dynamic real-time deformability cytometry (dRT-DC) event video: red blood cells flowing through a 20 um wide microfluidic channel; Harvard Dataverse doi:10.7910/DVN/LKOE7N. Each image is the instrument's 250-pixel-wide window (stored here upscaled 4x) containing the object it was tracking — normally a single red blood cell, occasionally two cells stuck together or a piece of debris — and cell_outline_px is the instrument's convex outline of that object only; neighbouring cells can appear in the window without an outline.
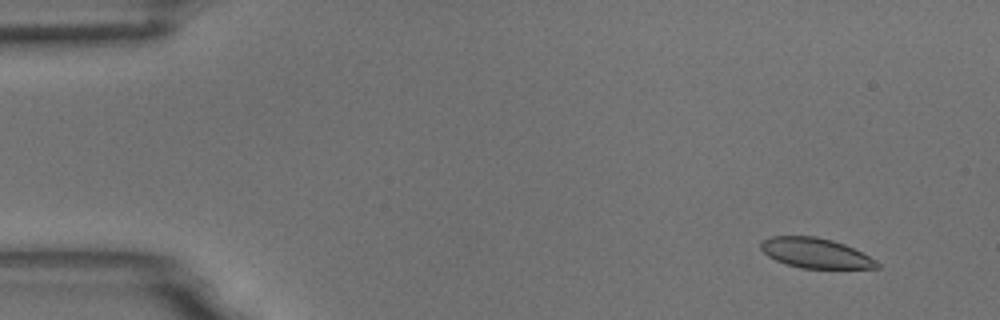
{"species": "common noctule bat (a hibernating species)", "species_latin": "Nyctalus noctula", "temperature_condition": "room temperature", "stored_images_in_passage": 10, "camera_frame_rate_fps": 3000, "um_per_image_px": 0.085, "animal": {"sex": "male", "body_mass_g": 18.8}, "frame": {"image": 1, "passage_image": 1, "time_ms": 0.0, "image_size_px": [1000, 320], "cell_outline_px": [[880, 268], [800, 268], [784, 264], [768, 256], [760, 248], [760, 244], [764, 240], [772, 236], [816, 236], [832, 240], [844, 244], [876, 260], [880, 264]], "centroid_in_image_um": [69.3, 21.51], "position_along_channel_um": 15.7, "area_um2": 20.17}}
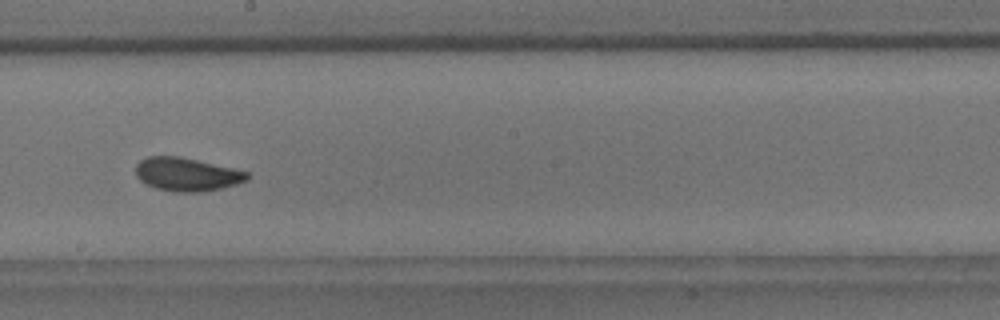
{"frame": {"image": 2, "passage_image": 9, "time_ms": 2.667, "image_size_px": [1000, 320], "cell_outline_px": [[248, 180], [236, 184], [220, 188], [200, 192], [176, 192], [156, 188], [144, 184], [136, 176], [136, 164], [140, 160], [148, 156], [180, 156], [232, 168], [248, 172]], "centroid_in_image_um": [15.84, 14.82], "position_along_channel_um": 232.4, "area_um2": 21.62}}
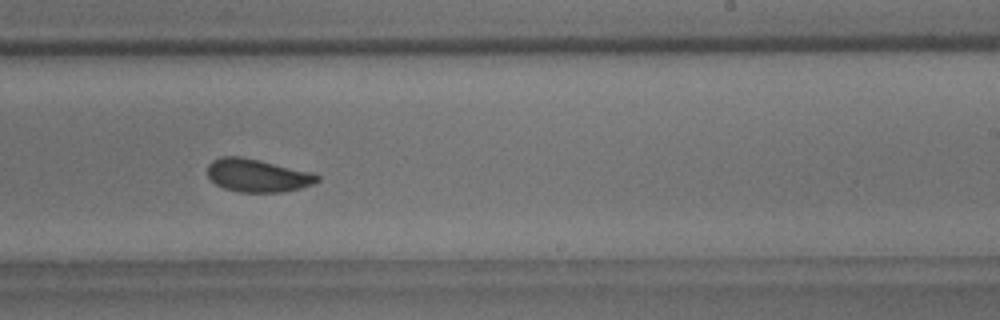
{"frame": {"image": 3, "passage_image": 10, "time_ms": 3.0, "image_size_px": [1000, 320], "cell_outline_px": [[320, 180], [312, 184], [300, 188], [284, 192], [240, 192], [224, 188], [216, 184], [208, 176], [208, 164], [212, 160], [220, 156], [240, 156], [260, 160], [312, 172], [320, 176]], "centroid_in_image_um": [21.89, 14.91], "position_along_channel_um": 267.1, "area_um2": 21.15}}